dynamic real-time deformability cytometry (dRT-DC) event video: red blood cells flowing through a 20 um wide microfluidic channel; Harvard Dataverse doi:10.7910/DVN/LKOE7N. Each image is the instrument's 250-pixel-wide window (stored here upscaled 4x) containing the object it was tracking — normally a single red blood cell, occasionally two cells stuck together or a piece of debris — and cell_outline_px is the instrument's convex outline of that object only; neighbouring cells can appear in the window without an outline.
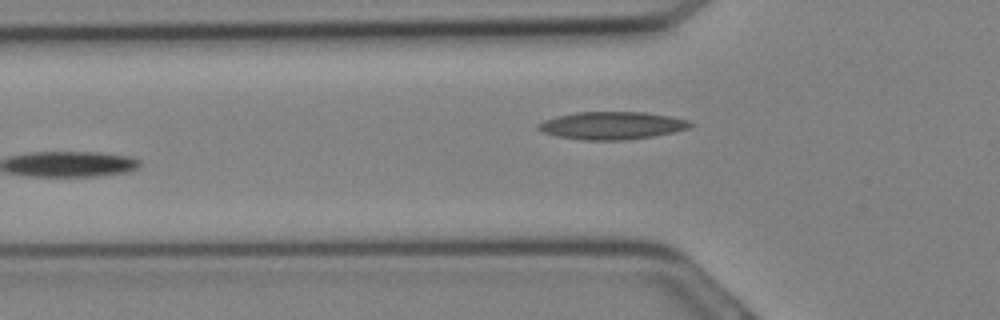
{"species": "Egyptian fruit bat (a non-hibernating species)", "species_latin": "Rousettus aegyptiacus", "temperature_condition": "cold", "stored_images_in_passage": 11, "camera_frame_rate_fps": 3000, "um_per_image_px": 0.085, "animal": {"sex": "female"}, "frame": {"image": 1, "passage_image": 11, "time_ms": 3.333, "image_size_px": [1000, 320], "cell_outline_px": [[696, 124], [688, 128], [672, 132], [652, 136], [624, 140], [580, 140], [556, 136], [544, 132], [536, 128], [536, 124], [544, 120], [556, 116], [576, 112], [644, 112], [668, 116], [688, 120]], "centroid_in_image_um": [51.98, 10.67], "position_along_channel_um": 73.8, "area_um2": 24.51}}